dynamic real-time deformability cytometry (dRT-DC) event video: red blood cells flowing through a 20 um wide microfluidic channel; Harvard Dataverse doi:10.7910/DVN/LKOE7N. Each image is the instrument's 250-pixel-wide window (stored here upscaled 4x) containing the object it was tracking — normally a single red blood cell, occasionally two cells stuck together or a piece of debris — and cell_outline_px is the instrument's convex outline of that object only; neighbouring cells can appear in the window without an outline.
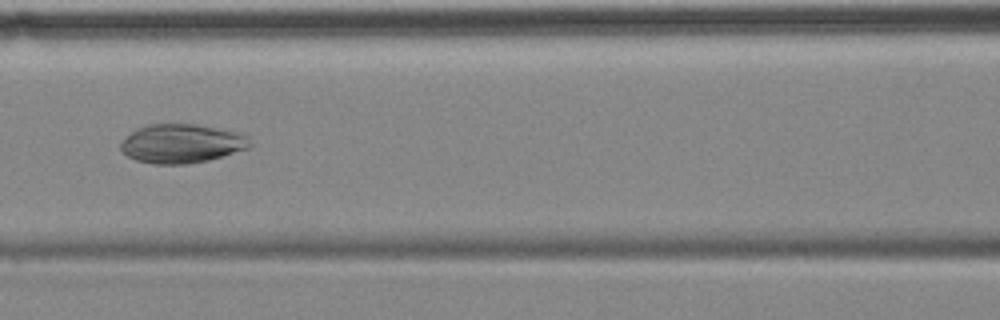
{"species": "common noctule bat (a hibernating species)", "species_latin": "Nyctalus noctula", "temperature_condition": "cold", "stored_images_in_passage": 5, "camera_frame_rate_fps": 3000, "um_per_image_px": 0.085, "animal": {"sex": "female", "body_mass_g": 18.4}, "frame": {"image": 1, "passage_image": 5, "time_ms": 5.0, "image_size_px": [1000, 320], "cell_outline_px": [[252, 144], [248, 148], [208, 160], [188, 164], [152, 164], [136, 160], [128, 156], [120, 148], [120, 144], [136, 128], [148, 124], [196, 124], [236, 132], [248, 136]], "centroid_in_image_um": [15.44, 12.2], "position_along_channel_um": 151.2, "area_um2": 29.13}}